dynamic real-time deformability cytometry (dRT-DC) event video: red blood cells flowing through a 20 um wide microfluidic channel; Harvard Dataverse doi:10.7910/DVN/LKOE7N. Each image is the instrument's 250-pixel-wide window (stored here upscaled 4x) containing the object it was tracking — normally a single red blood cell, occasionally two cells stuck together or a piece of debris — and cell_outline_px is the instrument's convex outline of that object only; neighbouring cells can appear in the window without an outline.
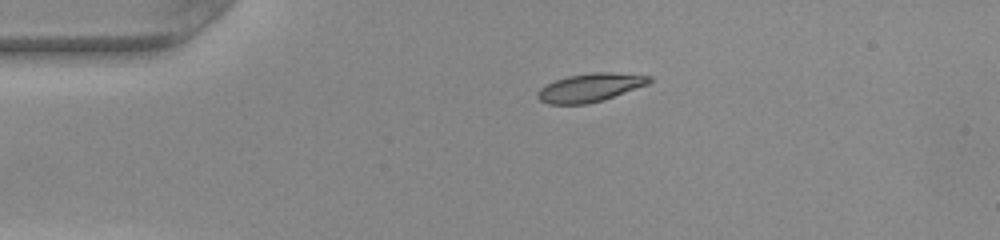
{"species": "common noctule bat (a hibernating species)", "species_latin": "Nyctalus noctula", "temperature_condition": "warm", "stored_images_in_passage": 41, "camera_frame_rate_fps": 3000, "um_per_image_px": 0.085, "animal": {"sex": "female", "body_mass_g": 22.0, "forearm_length_mm": 56.7}, "frame": {"image": 1, "passage_image": 1, "time_ms": 0.0, "image_size_px": [1000, 240], "cell_outline_px": [[652, 80], [648, 84], [588, 104], [548, 104], [540, 100], [536, 96], [536, 92], [540, 88], [556, 80], [568, 76], [592, 72], [612, 72], [652, 76]], "centroid_in_image_um": [50.14, 7.43], "position_along_channel_um": 34.9, "area_um2": 18.21}}
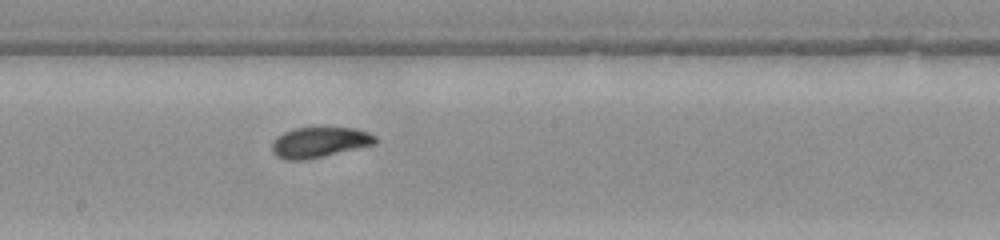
{"frame": {"image": 2, "passage_image": 18, "time_ms": 5.667, "image_size_px": [1000, 240], "cell_outline_px": [[376, 144], [324, 156], [304, 160], [284, 160], [276, 156], [272, 152], [272, 140], [276, 136], [284, 132], [296, 128], [316, 124], [324, 124], [356, 128], [368, 132], [376, 136]], "centroid_in_image_um": [27.15, 12.03], "position_along_channel_um": 221.1, "area_um2": 19.36}}
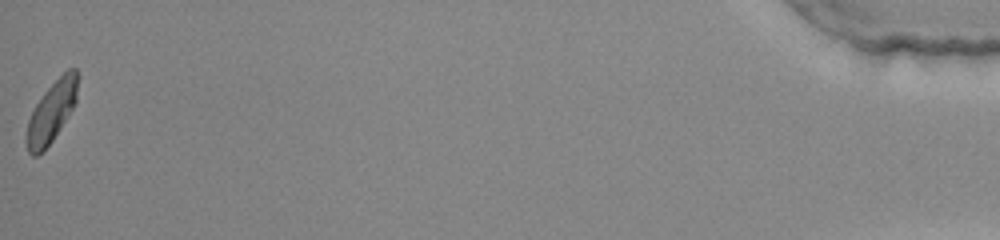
{"frame": {"image": 3, "passage_image": 41, "time_ms": 13.333, "image_size_px": [1000, 240], "cell_outline_px": [[80, 76], [76, 100], [72, 108], [52, 140], [36, 156], [32, 156], [28, 152], [24, 140], [28, 120], [36, 104], [44, 92], [68, 68], [76, 68]], "centroid_in_image_um": [4.38, 9.47], "position_along_channel_um": 430.8, "area_um2": 17.98}, "authors_computed_cell_mechanics": {"area_um2": 18.0914, "velocity_mm_per_s": 4.0295, "shape_relaxation_time_tau1_ms": 2.262, "shape_relaxation_time_tau2_ms": null, "deformation_change_tau1": 0.1373, "deformation_change_tau2": null}}